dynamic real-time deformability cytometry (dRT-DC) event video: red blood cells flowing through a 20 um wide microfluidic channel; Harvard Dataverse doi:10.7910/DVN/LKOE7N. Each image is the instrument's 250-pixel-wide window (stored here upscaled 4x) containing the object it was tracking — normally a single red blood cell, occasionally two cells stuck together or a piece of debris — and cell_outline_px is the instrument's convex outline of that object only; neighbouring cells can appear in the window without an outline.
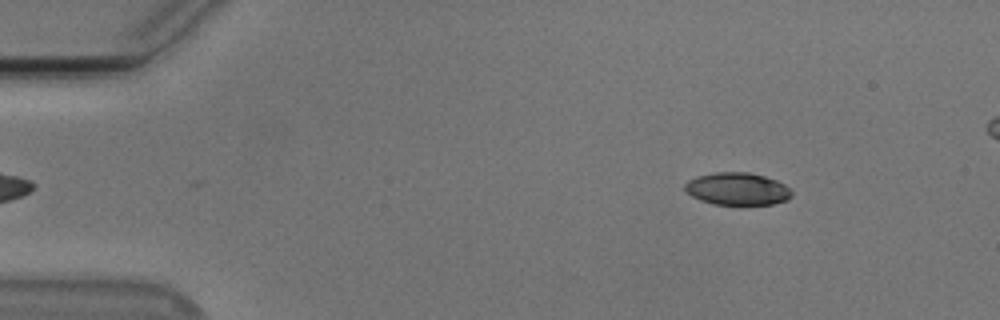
{"species": "Egyptian fruit bat (a non-hibernating species)", "species_latin": "Rousettus aegyptiacus", "temperature_condition": "cold", "stored_images_in_passage": 53, "camera_frame_rate_fps": 3000, "um_per_image_px": 0.085, "animal": {"sex": "male"}, "frame": {"image": 1, "passage_image": 7, "time_ms": 2.0, "image_size_px": [1000, 320], "cell_outline_px": [[792, 196], [788, 200], [772, 204], [712, 204], [700, 200], [692, 196], [684, 188], [684, 184], [688, 180], [696, 176], [712, 172], [748, 172], [764, 176], [776, 180], [784, 184], [792, 192]], "centroid_in_image_um": [62.66, 16.04], "position_along_channel_um": 22.3, "area_um2": 20.23}}
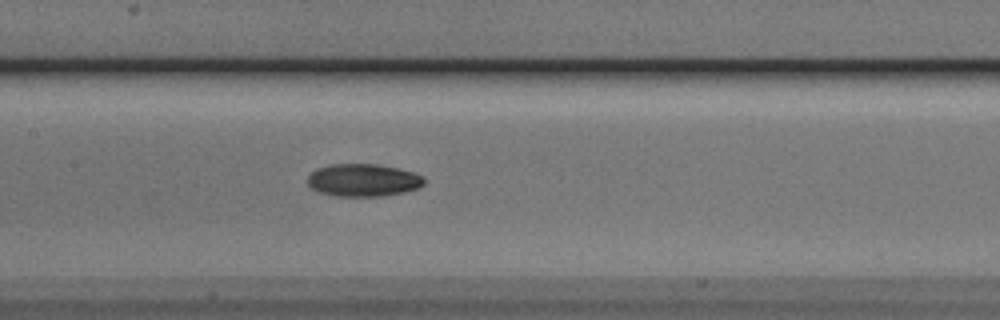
{"frame": {"image": 2, "passage_image": 26, "time_ms": 8.333, "image_size_px": [1000, 320], "cell_outline_px": [[424, 184], [416, 188], [404, 192], [384, 196], [336, 196], [316, 192], [308, 184], [308, 176], [316, 168], [332, 164], [376, 164], [400, 168], [424, 176]], "centroid_in_image_um": [30.86, 15.31], "position_along_channel_um": 176.5, "area_um2": 22.25}}
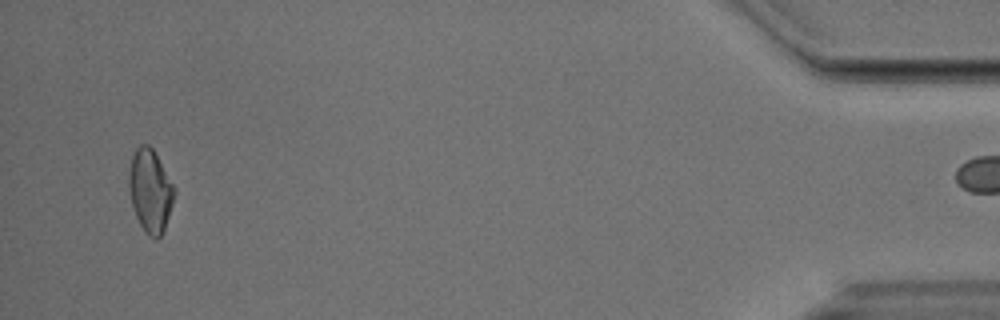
{"frame": {"image": 3, "passage_image": 52, "time_ms": 17.0, "image_size_px": [1000, 320], "cell_outline_px": [[176, 192], [164, 228], [160, 236], [156, 240], [148, 236], [144, 232], [132, 208], [128, 192], [128, 176], [132, 156], [136, 148], [140, 144], [148, 144], [152, 148], [176, 188]], "centroid_in_image_um": [12.75, 16.22], "position_along_channel_um": 422.4, "area_um2": 22.08}}